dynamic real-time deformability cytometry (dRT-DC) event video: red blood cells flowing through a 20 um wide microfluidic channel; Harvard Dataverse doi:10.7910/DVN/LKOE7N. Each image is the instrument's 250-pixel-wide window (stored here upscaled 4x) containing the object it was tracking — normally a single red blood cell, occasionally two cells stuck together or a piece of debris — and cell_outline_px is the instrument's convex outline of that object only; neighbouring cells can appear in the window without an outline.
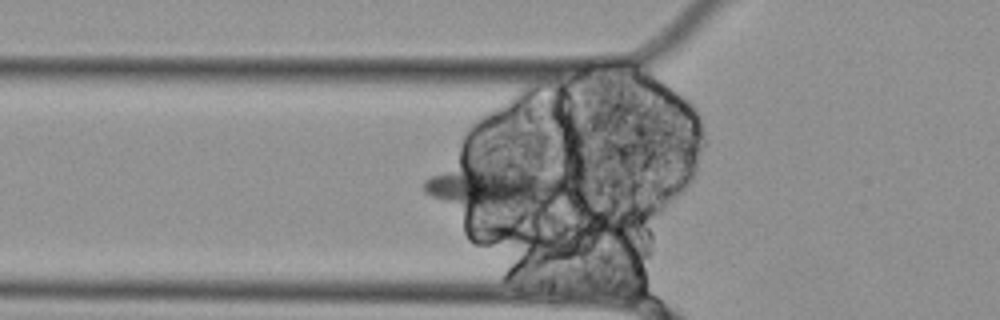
{"species": "Egyptian fruit bat (a non-hibernating species)", "species_latin": "Rousettus aegyptiacus", "temperature_condition": "cold", "stored_images_in_passage": 41, "camera_frame_rate_fps": 3000, "um_per_image_px": 0.085, "animal": {"sex": "female"}, "frame": {"image": 1, "passage_image": 8, "time_ms": 2.333, "image_size_px": [1000, 320], "cell_outline_px": [[556, 184], [552, 188], [532, 204], [472, 204], [444, 200], [432, 196], [424, 192], [424, 180], [432, 176], [444, 172], [460, 168], [500, 164], [504, 164], [528, 172], [548, 180]], "centroid_in_image_um": [41.48, 15.78], "position_along_channel_um": 84.3, "area_um2": 28.55}}
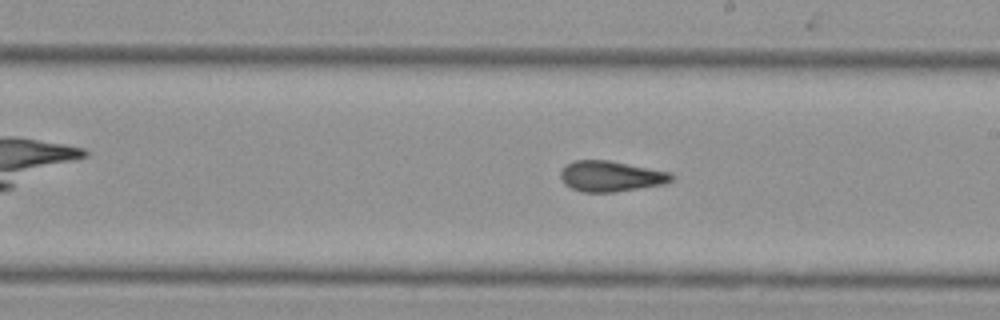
{"frame": {"image": 2, "passage_image": 21, "time_ms": 6.667, "image_size_px": [1000, 320], "cell_outline_px": [[676, 176], [672, 180], [664, 184], [616, 192], [580, 192], [564, 184], [560, 176], [560, 172], [564, 164], [572, 160], [608, 160], [672, 172]], "centroid_in_image_um": [51.91, 14.97], "position_along_channel_um": 237.1, "area_um2": 20.11}}
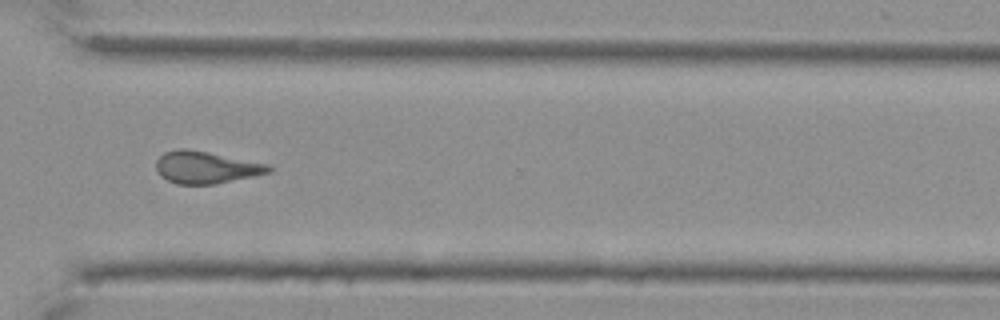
{"frame": {"image": 3, "passage_image": 31, "time_ms": 10.0, "image_size_px": [1000, 320], "cell_outline_px": [[272, 172], [216, 184], [176, 184], [160, 176], [156, 168], [156, 160], [164, 152], [176, 148], [188, 148], [268, 164], [272, 168]], "centroid_in_image_um": [17.48, 14.22], "position_along_channel_um": 353.1, "area_um2": 21.15}, "authors_computed_cell_mechanics": {"area_um2": 20.5768, "velocity_mm_per_s": 3.4674, "shape_relaxation_time_tau1_ms": null, "shape_relaxation_time_tau2_ms": 5.9187, "deformation_change_tau1": null, "deformation_change_tau2": 0.1621}}